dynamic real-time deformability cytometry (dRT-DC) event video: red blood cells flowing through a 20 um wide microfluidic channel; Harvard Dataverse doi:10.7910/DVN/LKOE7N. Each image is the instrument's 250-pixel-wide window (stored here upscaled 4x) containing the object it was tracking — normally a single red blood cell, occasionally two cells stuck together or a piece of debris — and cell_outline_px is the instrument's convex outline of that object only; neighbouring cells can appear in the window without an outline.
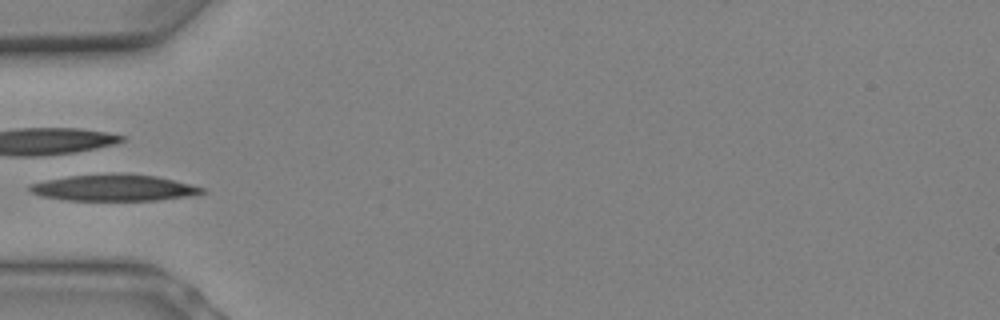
{"species": "Egyptian fruit bat (a non-hibernating species)", "species_latin": "Rousettus aegyptiacus", "temperature_condition": "warm", "stored_images_in_passage": 7, "camera_frame_rate_fps": 3000, "um_per_image_px": 0.085, "animal": {"sex": "female"}, "frame": {"image": 1, "passage_image": 5, "time_ms": 1.333, "image_size_px": [1000, 320], "cell_outline_px": [[208, 192], [188, 196], [156, 200], [68, 200], [40, 196], [32, 192], [28, 188], [32, 184], [48, 180], [68, 176], [124, 172], [156, 176], [192, 184], [204, 188]], "centroid_in_image_um": [9.74, 15.95], "position_along_channel_um": 75.3, "area_um2": 26.53}}